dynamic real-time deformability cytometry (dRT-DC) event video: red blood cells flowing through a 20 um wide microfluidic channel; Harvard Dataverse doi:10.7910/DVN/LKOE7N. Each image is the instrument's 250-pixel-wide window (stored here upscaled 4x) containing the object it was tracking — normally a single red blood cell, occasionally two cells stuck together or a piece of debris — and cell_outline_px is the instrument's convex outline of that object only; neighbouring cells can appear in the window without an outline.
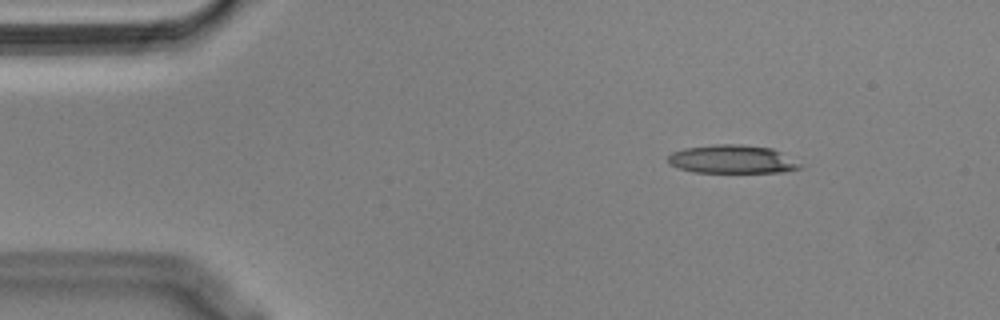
{"species": "Egyptian fruit bat (a non-hibernating species)", "species_latin": "Rousettus aegyptiacus", "temperature_condition": "cold", "stored_images_in_passage": 48, "camera_frame_rate_fps": 3000, "um_per_image_px": 0.085, "animal": {"sex": "male"}, "frame": {"image": 1, "passage_image": 1, "time_ms": 0.0, "image_size_px": [1000, 320], "cell_outline_px": [[804, 168], [784, 172], [692, 172], [676, 168], [668, 164], [668, 156], [672, 152], [684, 148], [712, 144], [744, 144], [772, 148], [804, 164]], "centroid_in_image_um": [62.25, 13.54], "position_along_channel_um": 22.7, "area_um2": 22.25}}
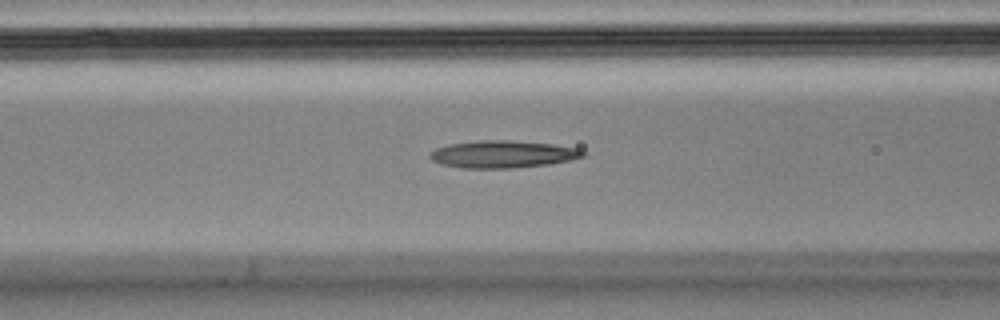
{"frame": {"image": 2, "passage_image": 15, "time_ms": 4.667, "image_size_px": [1000, 320], "cell_outline_px": [[584, 156], [568, 160], [548, 164], [512, 168], [460, 168], [440, 164], [432, 160], [428, 156], [436, 148], [448, 144], [480, 140], [508, 140], [552, 144], [576, 148], [584, 152]], "centroid_in_image_um": [42.67, 13.11], "position_along_channel_um": 123.9, "area_um2": 24.16}}
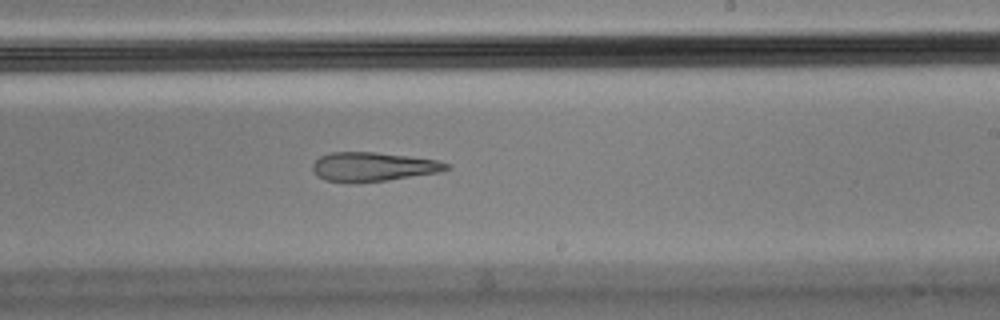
{"frame": {"image": 3, "passage_image": 26, "time_ms": 8.333, "image_size_px": [1000, 320], "cell_outline_px": [[452, 164], [448, 168], [440, 172], [388, 180], [356, 184], [348, 184], [324, 180], [312, 168], [312, 164], [320, 156], [332, 152], [376, 152], [436, 160]], "centroid_in_image_um": [31.69, 14.19], "position_along_channel_um": 257.3, "area_um2": 22.83}}